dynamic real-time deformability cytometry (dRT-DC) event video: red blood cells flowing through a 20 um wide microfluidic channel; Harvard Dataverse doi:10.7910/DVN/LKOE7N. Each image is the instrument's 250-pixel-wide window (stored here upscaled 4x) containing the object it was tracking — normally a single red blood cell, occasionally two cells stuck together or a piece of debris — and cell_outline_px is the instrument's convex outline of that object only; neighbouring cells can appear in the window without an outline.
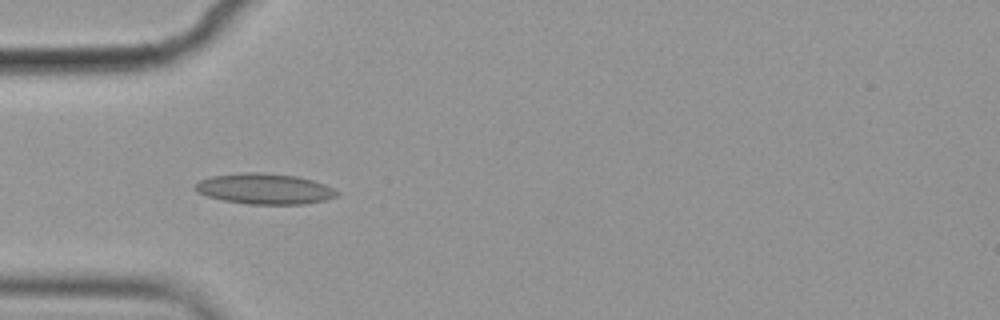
{"species": "common noctule bat (a hibernating species)", "species_latin": "Nyctalus noctula", "temperature_condition": "cold", "stored_images_in_passage": 42, "camera_frame_rate_fps": 3000, "um_per_image_px": 0.085, "animal": {"sex": "female", "body_mass_g": 19.9}, "frame": {"image": 1, "passage_image": 3, "time_ms": 0.667, "image_size_px": [1000, 320], "cell_outline_px": [[340, 192], [336, 196], [324, 200], [304, 204], [248, 204], [224, 200], [208, 196], [196, 192], [192, 188], [200, 180], [212, 176], [244, 172], [264, 172], [296, 176], [312, 180], [324, 184]], "centroid_in_image_um": [22.47, 16.04], "position_along_channel_um": 62.5, "area_um2": 25.26}}
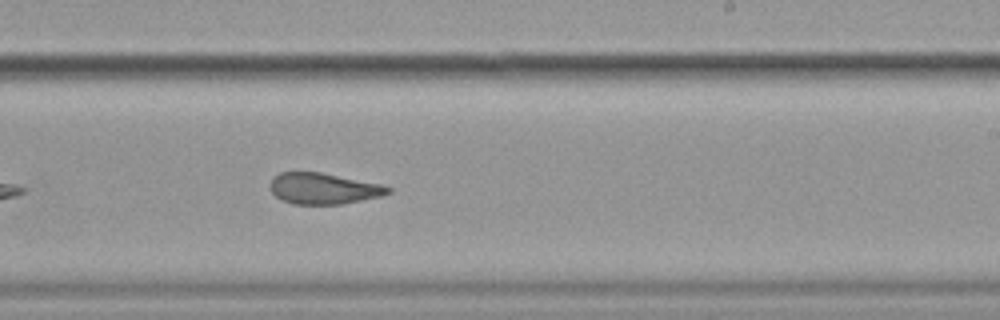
{"frame": {"image": 2, "passage_image": 20, "time_ms": 6.333, "image_size_px": [1000, 320], "cell_outline_px": [[392, 192], [380, 196], [340, 204], [292, 204], [280, 200], [272, 192], [272, 176], [280, 172], [320, 172], [380, 184], [392, 188]], "centroid_in_image_um": [27.48, 16.02], "position_along_channel_um": 261.5, "area_um2": 21.15}}
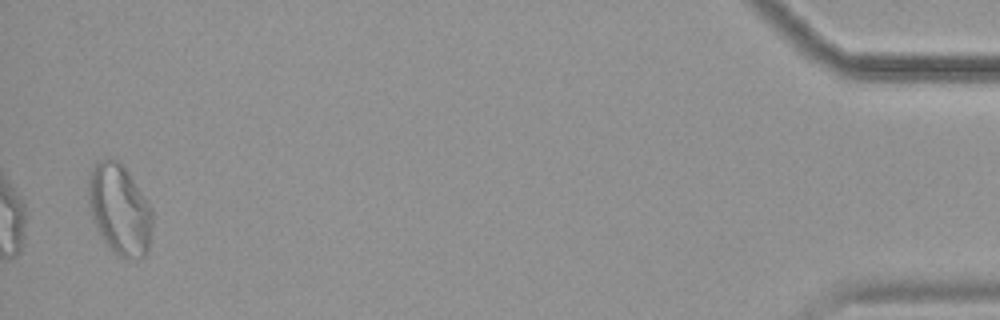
{"frame": {"image": 3, "passage_image": 41, "time_ms": 13.333, "image_size_px": [1000, 320], "cell_outline_px": [[152, 224], [148, 252], [140, 260], [124, 260], [112, 252], [108, 248], [100, 236], [92, 216], [88, 204], [88, 180], [92, 168], [100, 160], [116, 160], [128, 172], [152, 208]], "centroid_in_image_um": [10.17, 17.9], "position_along_channel_um": 425.0, "area_um2": 33.93}, "authors_computed_cell_mechanics": {"area_um2": 22.831, "velocity_mm_per_s": 3.5452, "shape_relaxation_time_tau1_ms": null, "shape_relaxation_time_tau2_ms": 2.6596, "deformation_change_tau1": null, "deformation_change_tau2": 0.1087}}